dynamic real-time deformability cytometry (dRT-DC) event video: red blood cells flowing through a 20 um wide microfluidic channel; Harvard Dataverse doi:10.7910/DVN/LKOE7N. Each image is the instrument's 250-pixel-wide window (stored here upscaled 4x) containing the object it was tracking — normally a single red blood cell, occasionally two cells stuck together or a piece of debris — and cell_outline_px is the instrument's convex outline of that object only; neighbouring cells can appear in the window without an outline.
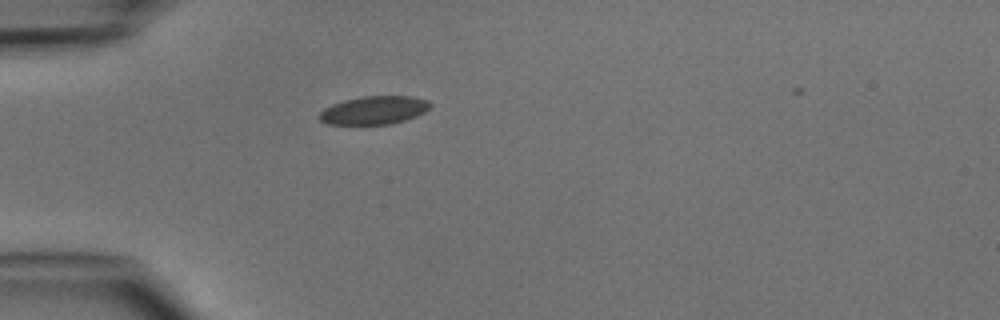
{"species": "common noctule bat (a hibernating species)", "species_latin": "Nyctalus noctula", "temperature_condition": "cold", "stored_images_in_passage": 2, "camera_frame_rate_fps": 3000, "um_per_image_px": 0.085, "animal": {"sex": "male", "body_mass_g": 15.6}, "frame": {"image": 1, "passage_image": 1, "time_ms": 0.0, "image_size_px": [1000, 320], "cell_outline_px": [[432, 104], [424, 112], [416, 116], [392, 124], [328, 124], [320, 120], [316, 116], [324, 108], [332, 104], [344, 100], [364, 96], [412, 96], [428, 100]], "centroid_in_image_um": [31.78, 9.36], "position_along_channel_um": 53.2, "area_um2": 18.26}}